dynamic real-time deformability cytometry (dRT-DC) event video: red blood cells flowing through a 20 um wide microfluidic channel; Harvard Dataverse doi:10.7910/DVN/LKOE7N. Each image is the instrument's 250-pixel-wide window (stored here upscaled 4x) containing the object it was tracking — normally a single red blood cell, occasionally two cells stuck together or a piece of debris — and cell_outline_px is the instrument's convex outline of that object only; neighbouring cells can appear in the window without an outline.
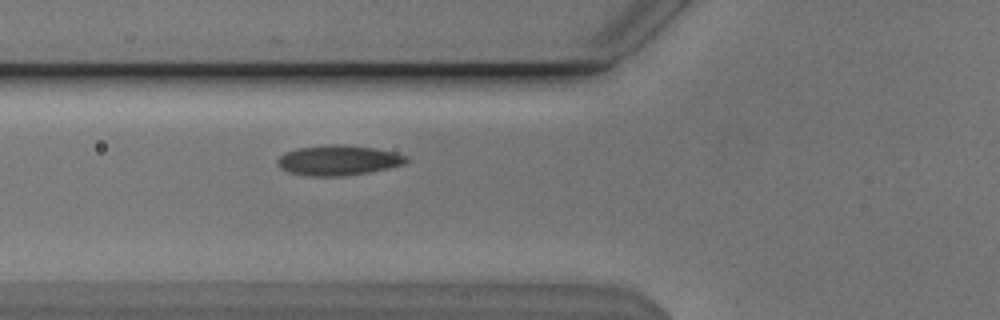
{"species": "Egyptian fruit bat (a non-hibernating species)", "species_latin": "Rousettus aegyptiacus", "temperature_condition": "cold", "stored_images_in_passage": 33, "camera_frame_rate_fps": 3000, "um_per_image_px": 0.085, "animal": {"sex": "male"}, "frame": {"image": 1, "passage_image": 6, "time_ms": 1.667, "image_size_px": [1000, 320], "cell_outline_px": [[408, 160], [404, 164], [388, 168], [368, 172], [344, 176], [312, 176], [288, 172], [280, 168], [276, 164], [276, 160], [284, 152], [296, 148], [328, 144], [344, 144], [376, 148], [396, 152], [408, 156]], "centroid_in_image_um": [28.74, 13.61], "position_along_channel_um": 97.1, "area_um2": 22.89}}
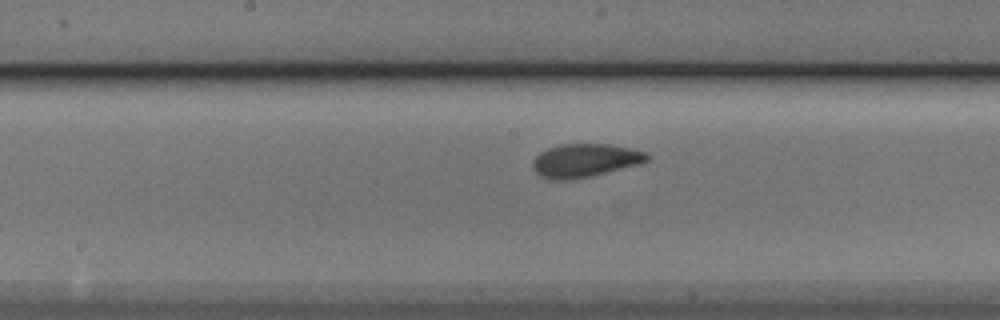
{"frame": {"image": 2, "passage_image": 14, "time_ms": 4.333, "image_size_px": [1000, 320], "cell_outline_px": [[652, 160], [640, 164], [588, 176], [564, 180], [544, 176], [536, 172], [532, 168], [532, 160], [540, 152], [548, 148], [564, 144], [608, 144], [632, 148], [648, 152], [652, 156]], "centroid_in_image_um": [49.81, 13.6], "position_along_channel_um": 198.4, "area_um2": 22.02}}
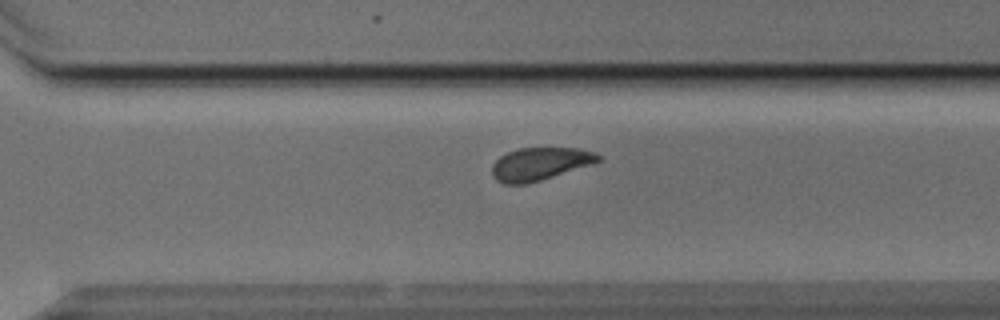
{"frame": {"image": 3, "passage_image": 24, "time_ms": 7.667, "image_size_px": [1000, 320], "cell_outline_px": [[604, 160], [592, 164], [528, 184], [504, 184], [496, 180], [492, 176], [492, 164], [500, 156], [516, 148], [580, 148], [592, 152], [600, 156]], "centroid_in_image_um": [45.88, 13.93], "position_along_channel_um": 324.7, "area_um2": 20.35}, "authors_computed_cell_mechanics": {"area_um2": 21.6172, "velocity_mm_per_s": 3.7995, "shape_relaxation_time_tau1_ms": 8.1692, "shape_relaxation_time_tau2_ms": 1.6883, "deformation_change_tau1": 0.161, "deformation_change_tau2": 0.0497}}